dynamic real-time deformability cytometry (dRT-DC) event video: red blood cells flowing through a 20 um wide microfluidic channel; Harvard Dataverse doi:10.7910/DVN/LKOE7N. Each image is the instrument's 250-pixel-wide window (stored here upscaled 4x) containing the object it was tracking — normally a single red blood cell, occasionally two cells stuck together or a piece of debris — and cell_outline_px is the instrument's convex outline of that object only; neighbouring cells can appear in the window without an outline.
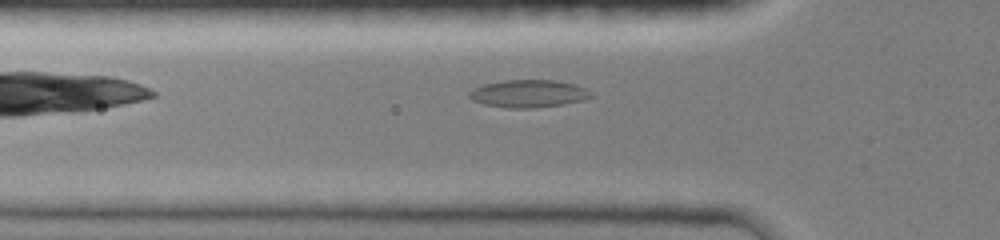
{"species": "common noctule bat (a hibernating species)", "species_latin": "Nyctalus noctula", "temperature_condition": "room temperature", "stored_images_in_passage": 30, "camera_frame_rate_fps": 3000, "um_per_image_px": 0.085, "animal": {"sex": "female", "body_mass_g": 19.0, "forearm_length_mm": 51.5}, "frame": {"image": 1, "passage_image": 2, "time_ms": 0.333, "image_size_px": [1000, 240], "cell_outline_px": [[592, 96], [580, 100], [564, 104], [532, 108], [508, 108], [484, 104], [472, 100], [468, 96], [468, 92], [472, 88], [484, 84], [500, 80], [556, 80], [572, 84], [584, 88], [592, 92]], "centroid_in_image_um": [44.86, 7.95], "position_along_channel_um": 80.9, "area_um2": 19.54}}
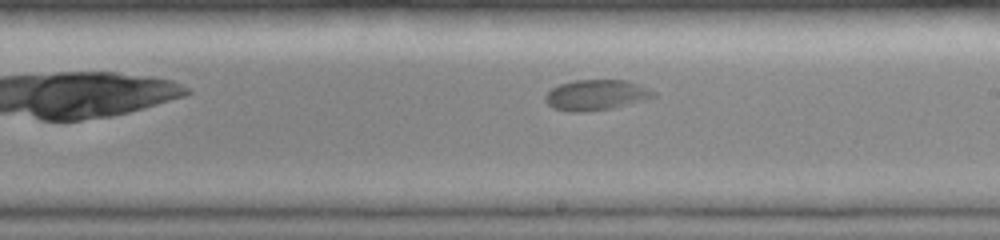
{"frame": {"image": 2, "passage_image": 14, "time_ms": 4.333, "image_size_px": [1000, 240], "cell_outline_px": [[656, 96], [644, 100], [612, 108], [580, 112], [568, 112], [552, 108], [544, 100], [544, 96], [552, 88], [560, 84], [572, 80], [628, 80], [648, 88], [656, 92]], "centroid_in_image_um": [50.65, 8.07], "position_along_channel_um": 238.4, "area_um2": 19.31}}
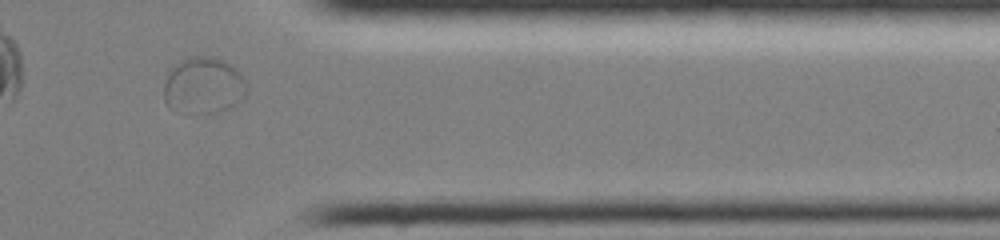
{"frame": {"image": 3, "passage_image": 26, "time_ms": 8.333, "image_size_px": [1000, 240], "cell_outline_px": [[248, 92], [240, 100], [228, 108], [216, 112], [196, 112], [168, 108], [164, 100], [164, 84], [172, 68], [180, 60], [188, 56], [212, 56], [224, 60], [248, 84]], "centroid_in_image_um": [17.29, 7.25], "position_along_channel_um": 394.1, "area_um2": 26.88}}